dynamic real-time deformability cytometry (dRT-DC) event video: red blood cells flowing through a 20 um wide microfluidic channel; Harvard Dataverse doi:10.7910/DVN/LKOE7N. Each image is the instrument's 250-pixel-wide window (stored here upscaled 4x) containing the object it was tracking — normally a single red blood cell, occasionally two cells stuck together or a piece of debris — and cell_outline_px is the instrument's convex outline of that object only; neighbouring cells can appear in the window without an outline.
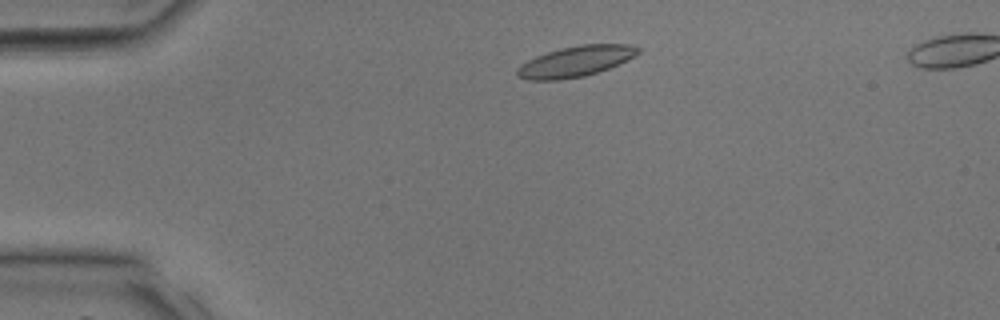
{"species": "common noctule bat (a hibernating species)", "species_latin": "Nyctalus noctula", "temperature_condition": "room temperature", "stored_images_in_passage": 34, "camera_frame_rate_fps": 3000, "um_per_image_px": 0.085, "animal": {"sex": "male", "body_mass_g": 17.9, "forearm_length_mm": 54.2}, "frame": {"image": 1, "passage_image": 4, "time_ms": 1.0, "image_size_px": [1000, 320], "cell_outline_px": [[640, 52], [608, 68], [584, 76], [560, 80], [528, 80], [516, 76], [516, 68], [520, 64], [536, 56], [560, 48], [580, 44], [628, 44], [640, 48]], "centroid_in_image_um": [48.85, 5.22], "position_along_channel_um": 36.1, "area_um2": 21.39}}
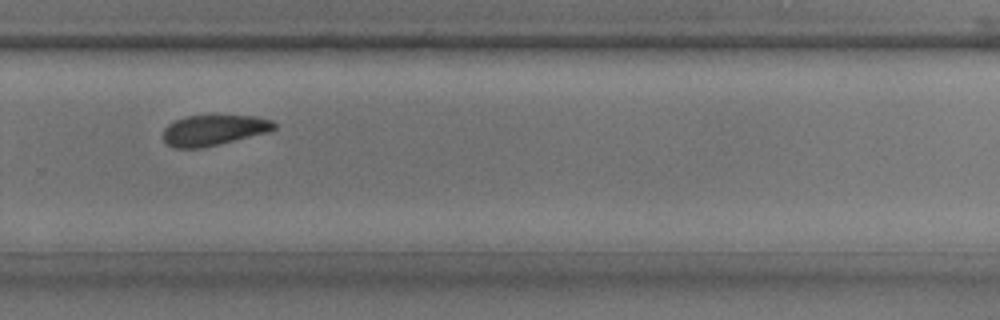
{"frame": {"image": 2, "passage_image": 22, "time_ms": 7.0, "image_size_px": [1000, 320], "cell_outline_px": [[276, 128], [268, 132], [200, 148], [172, 148], [164, 140], [164, 128], [168, 124], [184, 116], [256, 116], [272, 120], [276, 124]], "centroid_in_image_um": [18.16, 11.06], "position_along_channel_um": 311.6, "area_um2": 19.54}}
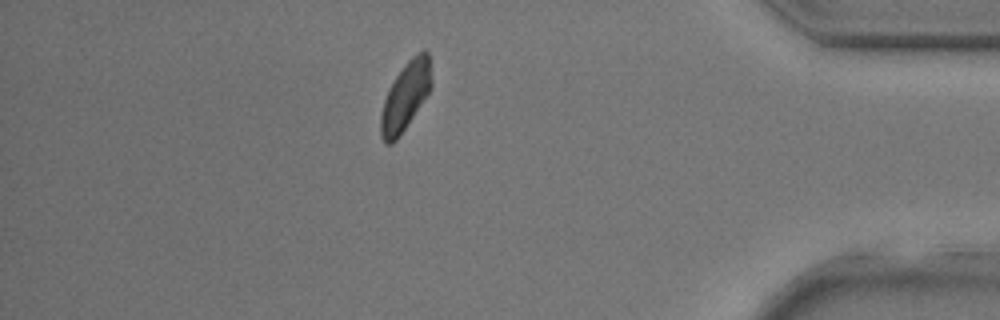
{"frame": {"image": 3, "passage_image": 29, "time_ms": 9.333, "image_size_px": [1000, 320], "cell_outline_px": [[432, 88], [396, 140], [392, 144], [384, 144], [380, 136], [380, 116], [384, 100], [388, 88], [404, 64], [412, 56], [424, 48], [428, 52], [432, 80]], "centroid_in_image_um": [34.45, 8.17], "position_along_channel_um": 400.7, "area_um2": 20.17}}